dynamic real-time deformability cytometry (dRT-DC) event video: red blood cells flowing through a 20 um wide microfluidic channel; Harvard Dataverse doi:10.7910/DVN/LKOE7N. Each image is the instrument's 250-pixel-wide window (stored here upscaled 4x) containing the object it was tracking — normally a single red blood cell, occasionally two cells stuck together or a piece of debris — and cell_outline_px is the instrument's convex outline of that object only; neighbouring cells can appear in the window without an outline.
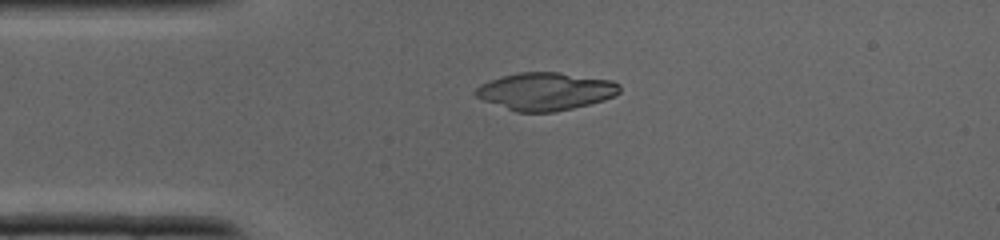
{"species": "common noctule bat (a hibernating species)", "species_latin": "Nyctalus noctula", "temperature_condition": "cold", "stored_images_in_passage": 30, "camera_frame_rate_fps": 3000, "um_per_image_px": 0.085, "animal": {"sex": "male", "body_mass_g": 19.0, "forearm_length_mm": 50.8}, "frame": {"image": 1, "passage_image": 2, "time_ms": 0.333, "image_size_px": [1000, 240], "cell_outline_px": [[620, 92], [604, 100], [572, 108], [552, 112], [516, 112], [484, 100], [476, 96], [472, 92], [480, 84], [500, 76], [520, 72], [560, 72], [612, 80], [620, 84]], "centroid_in_image_um": [46.36, 7.75], "position_along_channel_um": 38.6, "area_um2": 31.62}}
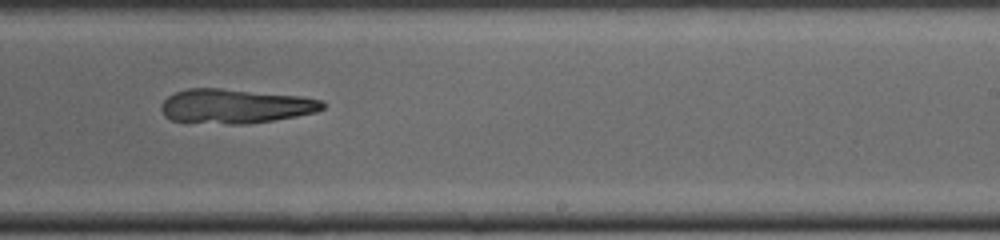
{"frame": {"image": 2, "passage_image": 16, "time_ms": 5.0, "image_size_px": [1000, 240], "cell_outline_px": [[324, 108], [316, 112], [296, 116], [248, 124], [228, 124], [172, 120], [164, 116], [160, 108], [160, 104], [168, 96], [176, 92], [188, 88], [220, 88], [300, 96], [320, 100], [324, 104]], "centroid_in_image_um": [19.97, 9.02], "position_along_channel_um": 269.0, "area_um2": 32.14}}
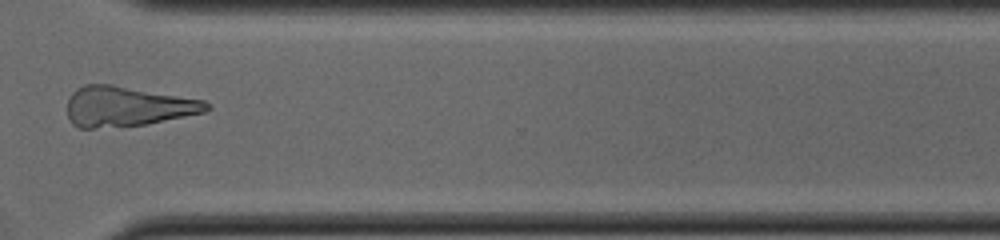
{"frame": {"image": 3, "passage_image": 21, "time_ms": 6.667, "image_size_px": [1000, 240], "cell_outline_px": [[212, 108], [204, 112], [148, 124], [92, 128], [80, 128], [72, 124], [68, 116], [68, 100], [72, 92], [76, 88], [84, 84], [112, 84], [204, 100], [212, 104]], "centroid_in_image_um": [10.82, 9.04], "position_along_channel_um": 359.8, "area_um2": 32.54}}